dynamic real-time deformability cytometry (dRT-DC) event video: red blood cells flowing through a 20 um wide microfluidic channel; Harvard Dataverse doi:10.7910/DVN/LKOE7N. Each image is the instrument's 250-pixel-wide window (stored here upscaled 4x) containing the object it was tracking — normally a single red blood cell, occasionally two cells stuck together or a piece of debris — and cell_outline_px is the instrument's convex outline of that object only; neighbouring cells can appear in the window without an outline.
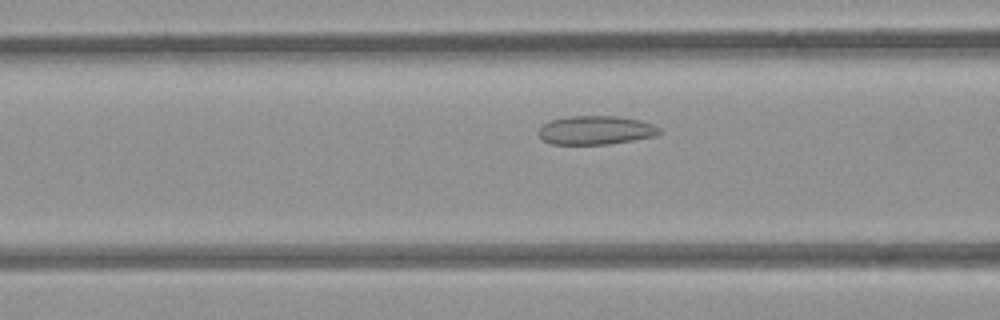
{"species": "common noctule bat (a hibernating species)", "species_latin": "Nyctalus noctula", "temperature_condition": "room temperature", "stored_images_in_passage": 45, "camera_frame_rate_fps": 3000, "um_per_image_px": 0.085, "animal": {"sex": "female", "body_mass_g": 21.9}, "frame": {"image": 1, "passage_image": 13, "time_ms": 4.0, "image_size_px": [1000, 320], "cell_outline_px": [[664, 132], [656, 136], [608, 144], [552, 144], [544, 140], [536, 132], [544, 124], [552, 120], [568, 116], [616, 116], [640, 120], [652, 124], [660, 128]], "centroid_in_image_um": [50.67, 11.06], "position_along_channel_um": 115.9, "area_um2": 20.23}}
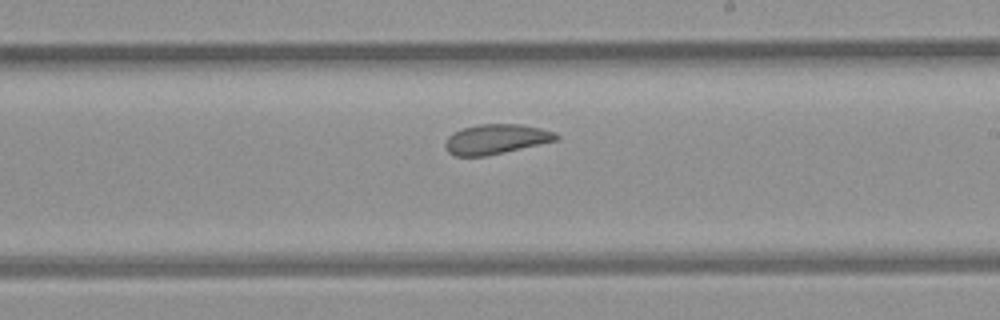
{"frame": {"image": 2, "passage_image": 23, "time_ms": 7.333, "image_size_px": [1000, 320], "cell_outline_px": [[560, 136], [556, 140], [488, 156], [456, 156], [448, 152], [444, 148], [444, 144], [448, 136], [464, 128], [476, 124], [520, 124], [540, 128], [556, 132]], "centroid_in_image_um": [42.15, 11.83], "position_along_channel_um": 246.9, "area_um2": 19.25}}
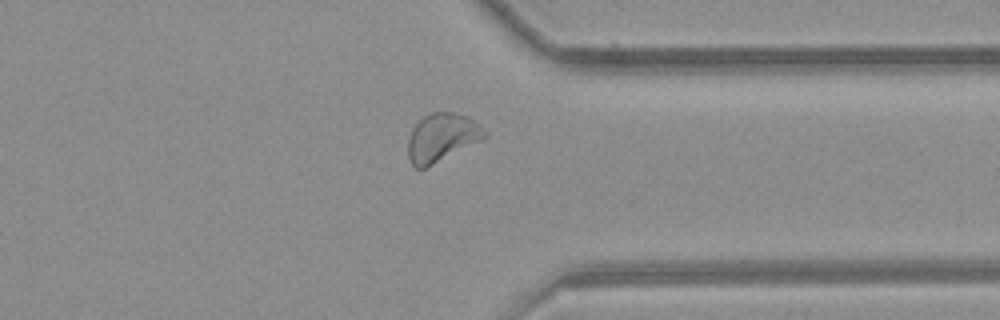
{"frame": {"image": 3, "passage_image": 33, "time_ms": 10.667, "image_size_px": [1000, 320], "cell_outline_px": [[488, 136], [424, 168], [416, 168], [412, 164], [408, 156], [408, 140], [412, 128], [424, 116], [432, 112], [452, 112], [468, 116], [488, 132]], "centroid_in_image_um": [37.55, 11.66], "position_along_channel_um": 373.9, "area_um2": 21.1}, "authors_computed_cell_mechanics": {"area_um2": 20.9236, "velocity_mm_per_s": 3.9252, "shape_relaxation_time_tau1_ms": null, "shape_relaxation_time_tau2_ms": 1.9345, "deformation_change_tau1": null, "deformation_change_tau2": 0.0827}}